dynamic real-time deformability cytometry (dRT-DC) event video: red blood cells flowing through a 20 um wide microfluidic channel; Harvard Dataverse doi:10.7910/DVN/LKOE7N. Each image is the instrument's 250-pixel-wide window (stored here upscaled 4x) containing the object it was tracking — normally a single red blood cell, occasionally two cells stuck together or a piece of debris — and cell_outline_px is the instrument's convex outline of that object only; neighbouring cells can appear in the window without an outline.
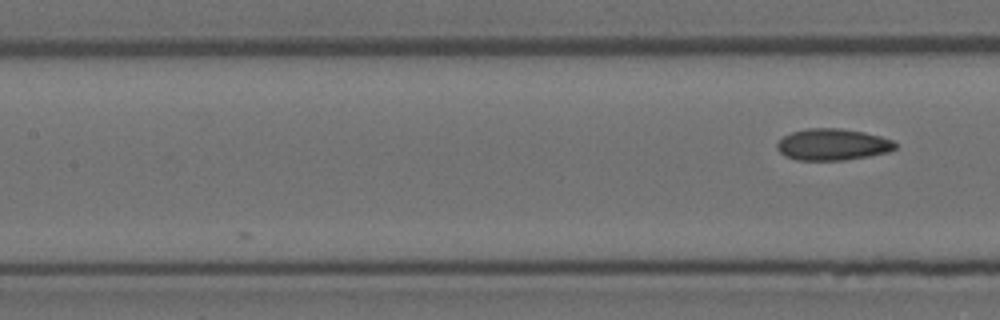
{"species": "Egyptian fruit bat (a non-hibernating species)", "species_latin": "Rousettus aegyptiacus", "temperature_condition": "room temperature", "stored_images_in_passage": 5, "camera_frame_rate_fps": 3000, "um_per_image_px": 0.085, "animal": {"sex": "female"}, "frame": {"image": 1, "passage_image": 5, "time_ms": 4.667, "image_size_px": [1000, 320], "cell_outline_px": [[896, 148], [888, 152], [868, 156], [844, 160], [796, 160], [784, 156], [776, 148], [776, 144], [784, 136], [792, 132], [808, 128], [840, 128], [864, 132], [880, 136], [892, 140], [896, 144]], "centroid_in_image_um": [70.75, 12.28], "position_along_channel_um": 136.6, "area_um2": 21.73}}